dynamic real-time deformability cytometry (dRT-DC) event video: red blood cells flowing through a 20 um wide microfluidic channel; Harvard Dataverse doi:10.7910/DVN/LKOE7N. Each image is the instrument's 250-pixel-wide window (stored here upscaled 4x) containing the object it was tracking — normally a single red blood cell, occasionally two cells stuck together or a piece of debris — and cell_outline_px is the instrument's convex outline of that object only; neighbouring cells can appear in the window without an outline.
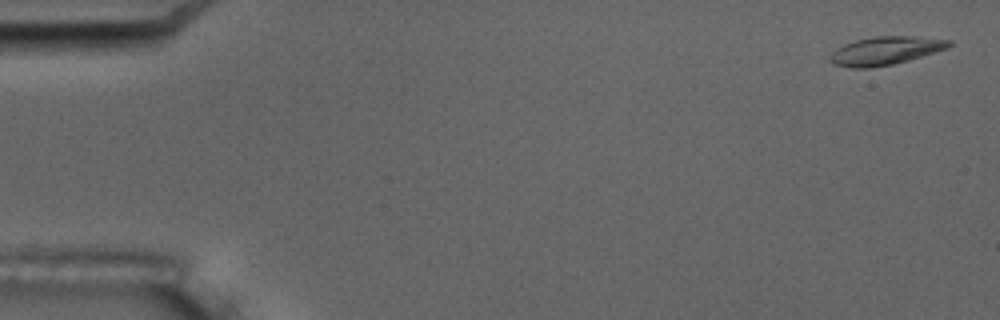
{"species": "common noctule bat (a hibernating species)", "species_latin": "Nyctalus noctula", "temperature_condition": "room temperature", "stored_images_in_passage": 15, "camera_frame_rate_fps": 3000, "um_per_image_px": 0.085, "animal": {"sex": "male", "body_mass_g": 17.5, "forearm_length_mm": 52.3}, "frame": {"image": 1, "passage_image": 1, "time_ms": 0.0, "image_size_px": [1000, 320], "cell_outline_px": [[952, 44], [948, 48], [908, 60], [892, 64], [872, 68], [852, 68], [832, 64], [832, 52], [836, 48], [844, 44], [856, 40], [876, 36], [912, 36], [952, 40]], "centroid_in_image_um": [75.27, 4.31], "position_along_channel_um": 9.7, "area_um2": 19.42}}
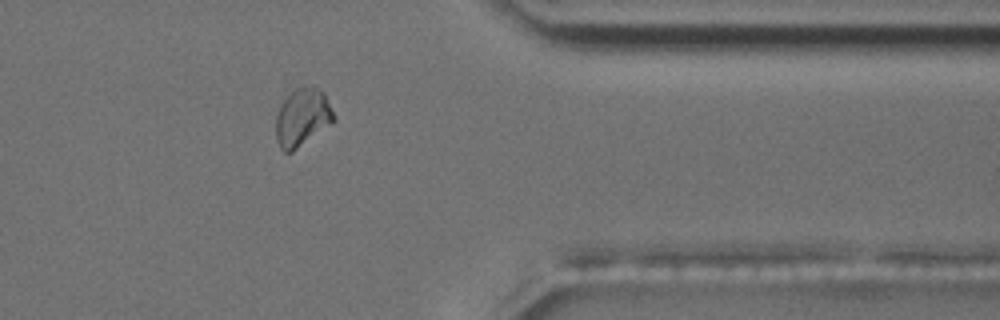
{"frame": {"image": 2, "passage_image": 13, "time_ms": 15.0, "image_size_px": [1000, 320], "cell_outline_px": [[336, 120], [332, 124], [292, 152], [284, 152], [280, 148], [276, 140], [276, 116], [280, 104], [296, 88], [304, 84], [312, 84], [320, 88], [324, 92], [336, 116]], "centroid_in_image_um": [25.73, 9.95], "position_along_channel_um": 385.7, "area_um2": 20.0}}
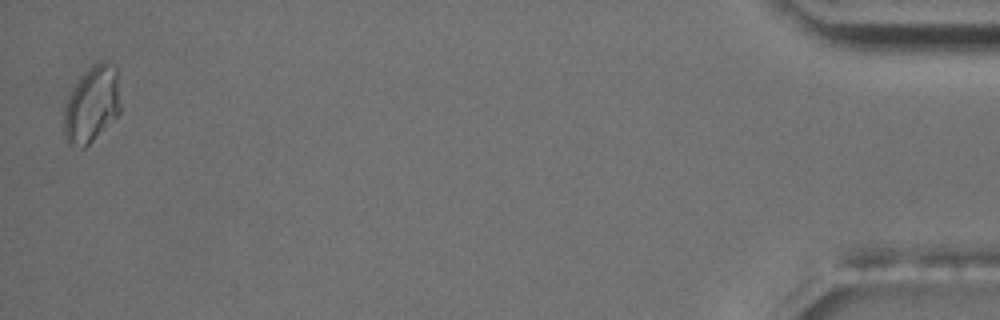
{"frame": {"image": 3, "passage_image": 15, "time_ms": 18.333, "image_size_px": [1000, 320], "cell_outline_px": [[120, 112], [84, 148], [80, 148], [68, 144], [64, 132], [64, 108], [68, 96], [84, 72], [92, 64], [100, 60], [108, 60], [116, 68], [120, 108]], "centroid_in_image_um": [7.79, 8.84], "position_along_channel_um": 427.4, "area_um2": 24.85}}